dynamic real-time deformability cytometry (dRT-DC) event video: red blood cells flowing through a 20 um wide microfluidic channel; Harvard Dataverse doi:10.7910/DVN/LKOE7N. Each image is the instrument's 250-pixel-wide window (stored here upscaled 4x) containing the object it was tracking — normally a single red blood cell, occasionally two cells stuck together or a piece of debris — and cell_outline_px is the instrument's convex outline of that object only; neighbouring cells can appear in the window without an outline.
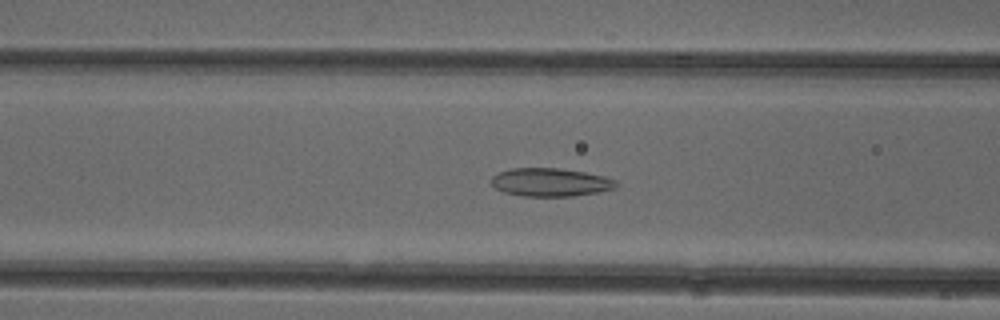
{"species": "common noctule bat (a hibernating species)", "species_latin": "Nyctalus noctula", "temperature_condition": "cold", "stored_images_in_passage": 45, "camera_frame_rate_fps": 3000, "um_per_image_px": 0.085, "animal": {"sex": "female"}, "frame": {"image": 1, "passage_image": 14, "time_ms": 4.333, "image_size_px": [1000, 320], "cell_outline_px": [[620, 184], [612, 188], [596, 192], [572, 196], [520, 196], [504, 192], [496, 188], [492, 184], [492, 176], [500, 172], [512, 168], [556, 168], [584, 172], [604, 176], [616, 180]], "centroid_in_image_um": [46.78, 15.49], "position_along_channel_um": 119.8, "area_um2": 20.35}}
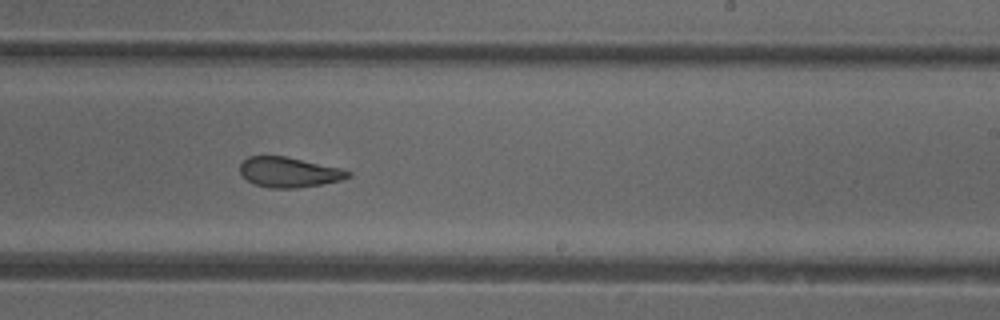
{"frame": {"image": 2, "passage_image": 25, "time_ms": 8.0, "image_size_px": [1000, 320], "cell_outline_px": [[352, 176], [340, 180], [320, 184], [296, 188], [272, 188], [256, 184], [248, 180], [240, 172], [240, 164], [248, 156], [284, 156], [344, 168], [352, 172]], "centroid_in_image_um": [24.61, 14.63], "position_along_channel_um": 264.4, "area_um2": 18.9}}
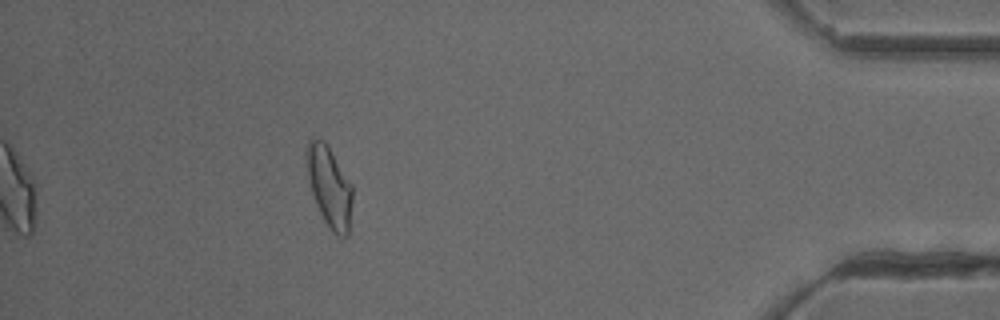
{"frame": {"image": 3, "passage_image": 40, "time_ms": 13.0, "image_size_px": [1000, 320], "cell_outline_px": [[352, 200], [348, 236], [340, 236], [332, 232], [324, 220], [316, 204], [312, 192], [308, 176], [304, 156], [304, 148], [308, 140], [324, 140], [352, 184]], "centroid_in_image_um": [27.98, 15.84], "position_along_channel_um": 407.2, "area_um2": 21.5}, "authors_computed_cell_mechanics": {"area_um2": 20.4612, "velocity_mm_per_s": 3.9451, "shape_relaxation_time_tau1_ms": null, "shape_relaxation_time_tau2_ms": 2.4711, "deformation_change_tau1": null, "deformation_change_tau2": 0.1086}}